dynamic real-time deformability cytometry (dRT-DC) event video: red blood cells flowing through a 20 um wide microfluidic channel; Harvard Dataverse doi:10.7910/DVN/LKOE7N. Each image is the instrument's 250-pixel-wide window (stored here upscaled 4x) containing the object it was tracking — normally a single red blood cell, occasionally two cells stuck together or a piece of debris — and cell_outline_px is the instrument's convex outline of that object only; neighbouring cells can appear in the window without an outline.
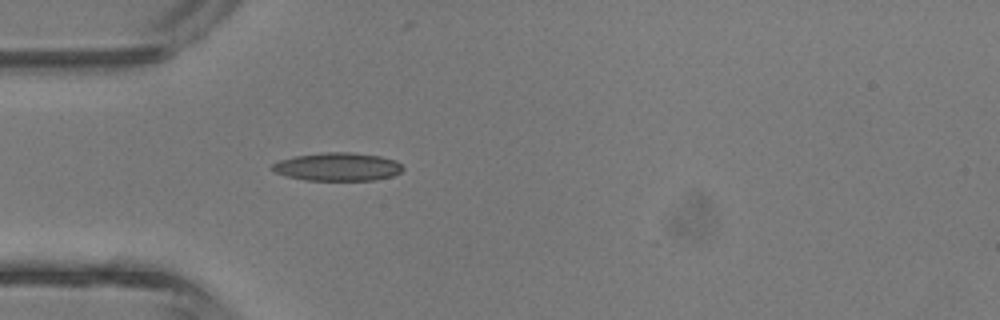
{"species": "common noctule bat (a hibernating species)", "species_latin": "Nyctalus noctula", "temperature_condition": "room temperature", "stored_images_in_passage": 29, "camera_frame_rate_fps": 3000, "um_per_image_px": 0.085, "animal": {"sex": "male", "body_mass_g": 13.3}, "frame": {"image": 1, "passage_image": 4, "time_ms": 1.0, "image_size_px": [1000, 320], "cell_outline_px": [[404, 168], [400, 172], [392, 176], [376, 180], [304, 180], [288, 176], [276, 172], [268, 168], [272, 164], [280, 160], [296, 156], [324, 152], [348, 152], [380, 156], [396, 160]], "centroid_in_image_um": [28.7, 14.18], "position_along_channel_um": 56.3, "area_um2": 21.39}}
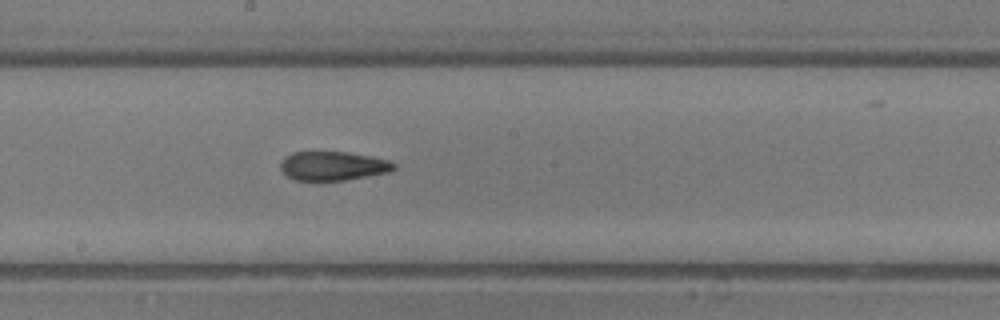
{"frame": {"image": 2, "passage_image": 14, "time_ms": 4.333, "image_size_px": [1000, 320], "cell_outline_px": [[396, 168], [388, 172], [344, 180], [296, 180], [288, 176], [280, 168], [280, 164], [284, 156], [292, 152], [344, 152], [368, 156], [388, 160], [396, 164]], "centroid_in_image_um": [28.27, 14.1], "position_along_channel_um": 219.9, "area_um2": 18.9}}
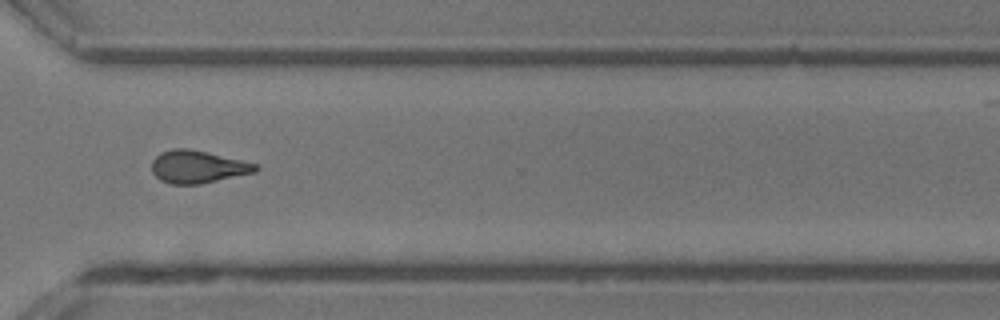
{"frame": {"image": 3, "passage_image": 22, "time_ms": 7.0, "image_size_px": [1000, 320], "cell_outline_px": [[260, 168], [256, 172], [200, 184], [172, 184], [160, 180], [152, 172], [152, 160], [160, 152], [172, 148], [188, 148], [208, 152], [256, 164]], "centroid_in_image_um": [16.78, 14.17], "position_along_channel_um": 353.8, "area_um2": 19.71}}